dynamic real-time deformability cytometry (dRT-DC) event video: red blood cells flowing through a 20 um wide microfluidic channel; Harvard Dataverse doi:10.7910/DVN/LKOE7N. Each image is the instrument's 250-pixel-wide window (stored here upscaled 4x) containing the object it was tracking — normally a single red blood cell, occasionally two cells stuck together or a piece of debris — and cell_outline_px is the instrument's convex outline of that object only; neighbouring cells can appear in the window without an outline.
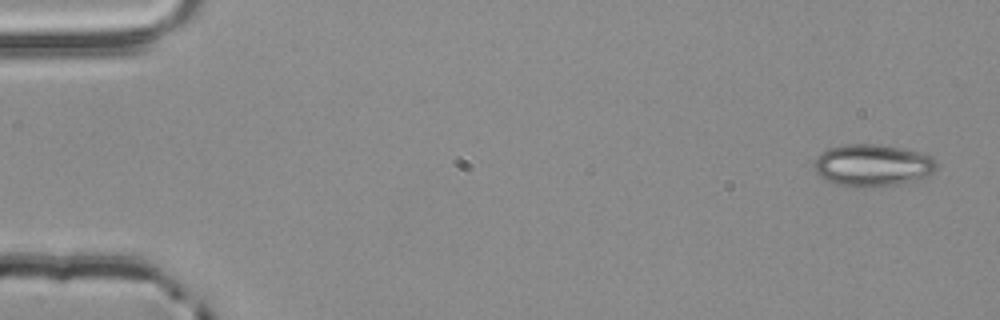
{"species": "common noctule bat (a hibernating species)", "species_latin": "Nyctalus noctula", "temperature_condition": "room temperature", "stored_images_in_passage": 4, "camera_frame_rate_fps": 3000, "um_per_image_px": 0.085, "animal": {"sex": "male", "body_mass_g": 20.4}, "frame": {"image": 1, "passage_image": 1, "time_ms": 0.0, "image_size_px": [1000, 320], "cell_outline_px": [[936, 168], [928, 176], [916, 180], [900, 184], [876, 188], [860, 188], [836, 184], [824, 180], [816, 172], [812, 164], [820, 152], [828, 148], [848, 144], [876, 144], [904, 148], [932, 156], [936, 160]], "centroid_in_image_um": [74.15, 14.07], "position_along_channel_um": 10.9, "area_um2": 30.58}}